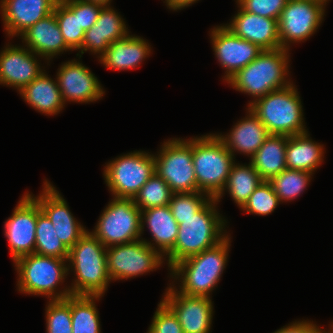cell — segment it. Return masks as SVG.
Returning a JSON list of instances; mask_svg holds the SVG:
<instances>
[{"label":"cell","mask_w":333,"mask_h":333,"mask_svg":"<svg viewBox=\"0 0 333 333\" xmlns=\"http://www.w3.org/2000/svg\"><path fill=\"white\" fill-rule=\"evenodd\" d=\"M211 198L194 216L181 219L174 247L164 256L168 269L176 263L210 249L228 235V224ZM218 209V210H217Z\"/></svg>","instance_id":"6da1fadb"},{"label":"cell","mask_w":333,"mask_h":333,"mask_svg":"<svg viewBox=\"0 0 333 333\" xmlns=\"http://www.w3.org/2000/svg\"><path fill=\"white\" fill-rule=\"evenodd\" d=\"M230 247L229 234L216 246L176 263L170 269V279L173 278L172 284L181 283L174 288L185 295L212 298L226 269Z\"/></svg>","instance_id":"7a4b0ae2"},{"label":"cell","mask_w":333,"mask_h":333,"mask_svg":"<svg viewBox=\"0 0 333 333\" xmlns=\"http://www.w3.org/2000/svg\"><path fill=\"white\" fill-rule=\"evenodd\" d=\"M290 50L278 48L263 50L243 69L238 70L226 83L236 91L252 96L247 107L266 94L292 83L289 72ZM289 74V75H288Z\"/></svg>","instance_id":"3957f363"},{"label":"cell","mask_w":333,"mask_h":333,"mask_svg":"<svg viewBox=\"0 0 333 333\" xmlns=\"http://www.w3.org/2000/svg\"><path fill=\"white\" fill-rule=\"evenodd\" d=\"M107 248L89 231L69 250L68 274L72 295L104 296L112 282L107 271Z\"/></svg>","instance_id":"277c9868"},{"label":"cell","mask_w":333,"mask_h":333,"mask_svg":"<svg viewBox=\"0 0 333 333\" xmlns=\"http://www.w3.org/2000/svg\"><path fill=\"white\" fill-rule=\"evenodd\" d=\"M17 290L28 295H41L49 300H63L72 295L69 286L58 290L68 276L67 259L36 253L16 259Z\"/></svg>","instance_id":"5b68a950"},{"label":"cell","mask_w":333,"mask_h":333,"mask_svg":"<svg viewBox=\"0 0 333 333\" xmlns=\"http://www.w3.org/2000/svg\"><path fill=\"white\" fill-rule=\"evenodd\" d=\"M297 86L274 90L256 99L248 107L264 124L269 134L293 136L308 131Z\"/></svg>","instance_id":"8992f818"},{"label":"cell","mask_w":333,"mask_h":333,"mask_svg":"<svg viewBox=\"0 0 333 333\" xmlns=\"http://www.w3.org/2000/svg\"><path fill=\"white\" fill-rule=\"evenodd\" d=\"M235 157L216 133L193 138V164L200 192L216 198L226 185Z\"/></svg>","instance_id":"52a82bcc"},{"label":"cell","mask_w":333,"mask_h":333,"mask_svg":"<svg viewBox=\"0 0 333 333\" xmlns=\"http://www.w3.org/2000/svg\"><path fill=\"white\" fill-rule=\"evenodd\" d=\"M192 159L193 137L167 139L154 155L155 173L174 194L199 191Z\"/></svg>","instance_id":"ba28073f"},{"label":"cell","mask_w":333,"mask_h":333,"mask_svg":"<svg viewBox=\"0 0 333 333\" xmlns=\"http://www.w3.org/2000/svg\"><path fill=\"white\" fill-rule=\"evenodd\" d=\"M150 153L131 151L107 162L103 177L112 197L134 198L155 173L154 154Z\"/></svg>","instance_id":"9c48e42d"},{"label":"cell","mask_w":333,"mask_h":333,"mask_svg":"<svg viewBox=\"0 0 333 333\" xmlns=\"http://www.w3.org/2000/svg\"><path fill=\"white\" fill-rule=\"evenodd\" d=\"M90 231L106 248L141 239V210L132 198L113 197Z\"/></svg>","instance_id":"30bf717a"},{"label":"cell","mask_w":333,"mask_h":333,"mask_svg":"<svg viewBox=\"0 0 333 333\" xmlns=\"http://www.w3.org/2000/svg\"><path fill=\"white\" fill-rule=\"evenodd\" d=\"M107 271L111 281L126 280L156 271L164 256L142 239L107 247Z\"/></svg>","instance_id":"8fae6325"},{"label":"cell","mask_w":333,"mask_h":333,"mask_svg":"<svg viewBox=\"0 0 333 333\" xmlns=\"http://www.w3.org/2000/svg\"><path fill=\"white\" fill-rule=\"evenodd\" d=\"M326 3L321 0H288L278 19L281 48L304 42L317 32L325 16Z\"/></svg>","instance_id":"7c38bea8"},{"label":"cell","mask_w":333,"mask_h":333,"mask_svg":"<svg viewBox=\"0 0 333 333\" xmlns=\"http://www.w3.org/2000/svg\"><path fill=\"white\" fill-rule=\"evenodd\" d=\"M39 204L26 192L4 222V235L8 239L12 261L35 251Z\"/></svg>","instance_id":"4fadbf2b"},{"label":"cell","mask_w":333,"mask_h":333,"mask_svg":"<svg viewBox=\"0 0 333 333\" xmlns=\"http://www.w3.org/2000/svg\"><path fill=\"white\" fill-rule=\"evenodd\" d=\"M42 187L38 196L27 193L39 204L62 244L70 250L88 230L76 220L66 200L51 182L45 179Z\"/></svg>","instance_id":"5bb4252c"},{"label":"cell","mask_w":333,"mask_h":333,"mask_svg":"<svg viewBox=\"0 0 333 333\" xmlns=\"http://www.w3.org/2000/svg\"><path fill=\"white\" fill-rule=\"evenodd\" d=\"M169 284L161 300L176 315L183 333H210L214 306L212 298L189 296Z\"/></svg>","instance_id":"9a60e30c"},{"label":"cell","mask_w":333,"mask_h":333,"mask_svg":"<svg viewBox=\"0 0 333 333\" xmlns=\"http://www.w3.org/2000/svg\"><path fill=\"white\" fill-rule=\"evenodd\" d=\"M209 33L214 55L225 69L224 81L255 60L263 51L258 45L236 36L222 24L214 26Z\"/></svg>","instance_id":"2e32d148"},{"label":"cell","mask_w":333,"mask_h":333,"mask_svg":"<svg viewBox=\"0 0 333 333\" xmlns=\"http://www.w3.org/2000/svg\"><path fill=\"white\" fill-rule=\"evenodd\" d=\"M56 79L65 104L68 102L93 103L105 94L104 88L94 73L80 60L61 63Z\"/></svg>","instance_id":"e0dca14e"},{"label":"cell","mask_w":333,"mask_h":333,"mask_svg":"<svg viewBox=\"0 0 333 333\" xmlns=\"http://www.w3.org/2000/svg\"><path fill=\"white\" fill-rule=\"evenodd\" d=\"M3 48L0 51L1 85L12 87L19 92L44 71L45 66L43 68L40 62L43 58H39L24 45H12L8 42Z\"/></svg>","instance_id":"ac0fdd59"},{"label":"cell","mask_w":333,"mask_h":333,"mask_svg":"<svg viewBox=\"0 0 333 333\" xmlns=\"http://www.w3.org/2000/svg\"><path fill=\"white\" fill-rule=\"evenodd\" d=\"M59 0H1L0 14L9 38L19 37L30 26L54 12Z\"/></svg>","instance_id":"d6986e66"},{"label":"cell","mask_w":333,"mask_h":333,"mask_svg":"<svg viewBox=\"0 0 333 333\" xmlns=\"http://www.w3.org/2000/svg\"><path fill=\"white\" fill-rule=\"evenodd\" d=\"M237 13L223 24L236 36L258 45L262 50L281 48L278 20L265 18L243 10L237 4Z\"/></svg>","instance_id":"ffe728a7"},{"label":"cell","mask_w":333,"mask_h":333,"mask_svg":"<svg viewBox=\"0 0 333 333\" xmlns=\"http://www.w3.org/2000/svg\"><path fill=\"white\" fill-rule=\"evenodd\" d=\"M125 19L111 7H103L96 23L85 31L81 50L76 54L80 59L90 51L99 58L114 41L127 36L130 32Z\"/></svg>","instance_id":"44dd1931"},{"label":"cell","mask_w":333,"mask_h":333,"mask_svg":"<svg viewBox=\"0 0 333 333\" xmlns=\"http://www.w3.org/2000/svg\"><path fill=\"white\" fill-rule=\"evenodd\" d=\"M22 43L50 65V60L63 52L70 51L54 13L37 21L21 35ZM25 43V44H24Z\"/></svg>","instance_id":"7402d4cb"},{"label":"cell","mask_w":333,"mask_h":333,"mask_svg":"<svg viewBox=\"0 0 333 333\" xmlns=\"http://www.w3.org/2000/svg\"><path fill=\"white\" fill-rule=\"evenodd\" d=\"M246 116L237 121L229 133L217 136L235 157V152L252 157L264 143L269 133L264 124L248 107Z\"/></svg>","instance_id":"603a6c76"},{"label":"cell","mask_w":333,"mask_h":333,"mask_svg":"<svg viewBox=\"0 0 333 333\" xmlns=\"http://www.w3.org/2000/svg\"><path fill=\"white\" fill-rule=\"evenodd\" d=\"M145 226L148 228L153 240L141 239L165 256L174 247L179 231V224L173 217L169 205L142 210L141 237Z\"/></svg>","instance_id":"cb8c5ba5"},{"label":"cell","mask_w":333,"mask_h":333,"mask_svg":"<svg viewBox=\"0 0 333 333\" xmlns=\"http://www.w3.org/2000/svg\"><path fill=\"white\" fill-rule=\"evenodd\" d=\"M151 50V45L143 37L129 33L111 43L98 60L110 70H133L151 55Z\"/></svg>","instance_id":"d4e9b609"},{"label":"cell","mask_w":333,"mask_h":333,"mask_svg":"<svg viewBox=\"0 0 333 333\" xmlns=\"http://www.w3.org/2000/svg\"><path fill=\"white\" fill-rule=\"evenodd\" d=\"M54 79L44 70L19 91V94L30 107L41 114L57 115L66 105L62 99L58 81Z\"/></svg>","instance_id":"484cf974"},{"label":"cell","mask_w":333,"mask_h":333,"mask_svg":"<svg viewBox=\"0 0 333 333\" xmlns=\"http://www.w3.org/2000/svg\"><path fill=\"white\" fill-rule=\"evenodd\" d=\"M323 145L311 139L308 131L288 137L285 153L287 168L314 174L324 161Z\"/></svg>","instance_id":"4316f807"},{"label":"cell","mask_w":333,"mask_h":333,"mask_svg":"<svg viewBox=\"0 0 333 333\" xmlns=\"http://www.w3.org/2000/svg\"><path fill=\"white\" fill-rule=\"evenodd\" d=\"M288 136L273 135L265 139L257 152L250 158V163L264 181L287 169L285 153Z\"/></svg>","instance_id":"83f0119b"},{"label":"cell","mask_w":333,"mask_h":333,"mask_svg":"<svg viewBox=\"0 0 333 333\" xmlns=\"http://www.w3.org/2000/svg\"><path fill=\"white\" fill-rule=\"evenodd\" d=\"M263 181L250 162L249 164L235 162L230 170L226 185L215 199L219 203L227 192L237 204V207L242 208L249 196Z\"/></svg>","instance_id":"f1b7e54d"},{"label":"cell","mask_w":333,"mask_h":333,"mask_svg":"<svg viewBox=\"0 0 333 333\" xmlns=\"http://www.w3.org/2000/svg\"><path fill=\"white\" fill-rule=\"evenodd\" d=\"M61 34L71 51H80L85 30L78 21V0H59L54 12Z\"/></svg>","instance_id":"f546056e"},{"label":"cell","mask_w":333,"mask_h":333,"mask_svg":"<svg viewBox=\"0 0 333 333\" xmlns=\"http://www.w3.org/2000/svg\"><path fill=\"white\" fill-rule=\"evenodd\" d=\"M102 296L71 295L72 333H101L96 301Z\"/></svg>","instance_id":"4dcf8cb0"},{"label":"cell","mask_w":333,"mask_h":333,"mask_svg":"<svg viewBox=\"0 0 333 333\" xmlns=\"http://www.w3.org/2000/svg\"><path fill=\"white\" fill-rule=\"evenodd\" d=\"M313 174L311 172L285 169L272 177L268 182L272 185L275 194L281 203L291 202L303 194L310 184Z\"/></svg>","instance_id":"1f68e13d"},{"label":"cell","mask_w":333,"mask_h":333,"mask_svg":"<svg viewBox=\"0 0 333 333\" xmlns=\"http://www.w3.org/2000/svg\"><path fill=\"white\" fill-rule=\"evenodd\" d=\"M34 253L59 259H68L69 250L62 244L47 216L40 211L37 215Z\"/></svg>","instance_id":"d6a6232c"},{"label":"cell","mask_w":333,"mask_h":333,"mask_svg":"<svg viewBox=\"0 0 333 333\" xmlns=\"http://www.w3.org/2000/svg\"><path fill=\"white\" fill-rule=\"evenodd\" d=\"M173 194L169 185L154 173L134 196L133 202L142 211L169 205Z\"/></svg>","instance_id":"836d02e7"},{"label":"cell","mask_w":333,"mask_h":333,"mask_svg":"<svg viewBox=\"0 0 333 333\" xmlns=\"http://www.w3.org/2000/svg\"><path fill=\"white\" fill-rule=\"evenodd\" d=\"M45 312L46 333H72L71 295L63 300H49Z\"/></svg>","instance_id":"e575fe53"},{"label":"cell","mask_w":333,"mask_h":333,"mask_svg":"<svg viewBox=\"0 0 333 333\" xmlns=\"http://www.w3.org/2000/svg\"><path fill=\"white\" fill-rule=\"evenodd\" d=\"M280 203L272 185L268 181H263L249 196L241 210L246 214L267 216L273 213Z\"/></svg>","instance_id":"d590c367"},{"label":"cell","mask_w":333,"mask_h":333,"mask_svg":"<svg viewBox=\"0 0 333 333\" xmlns=\"http://www.w3.org/2000/svg\"><path fill=\"white\" fill-rule=\"evenodd\" d=\"M210 199L209 195L200 191L178 193L172 195L169 207L173 217L180 224L181 219L194 216Z\"/></svg>","instance_id":"8d00e7d4"},{"label":"cell","mask_w":333,"mask_h":333,"mask_svg":"<svg viewBox=\"0 0 333 333\" xmlns=\"http://www.w3.org/2000/svg\"><path fill=\"white\" fill-rule=\"evenodd\" d=\"M157 306L147 333H183L174 312L162 300Z\"/></svg>","instance_id":"74e56055"},{"label":"cell","mask_w":333,"mask_h":333,"mask_svg":"<svg viewBox=\"0 0 333 333\" xmlns=\"http://www.w3.org/2000/svg\"><path fill=\"white\" fill-rule=\"evenodd\" d=\"M288 0H236L245 11L278 20Z\"/></svg>","instance_id":"f35d334b"},{"label":"cell","mask_w":333,"mask_h":333,"mask_svg":"<svg viewBox=\"0 0 333 333\" xmlns=\"http://www.w3.org/2000/svg\"><path fill=\"white\" fill-rule=\"evenodd\" d=\"M330 324V329L326 331L324 328H321V326L316 324L313 320H295L288 325L274 331L273 333H333V321H331Z\"/></svg>","instance_id":"ab89813d"},{"label":"cell","mask_w":333,"mask_h":333,"mask_svg":"<svg viewBox=\"0 0 333 333\" xmlns=\"http://www.w3.org/2000/svg\"><path fill=\"white\" fill-rule=\"evenodd\" d=\"M102 8L103 6L98 4L78 0V21L85 31L96 23Z\"/></svg>","instance_id":"60d3db41"},{"label":"cell","mask_w":333,"mask_h":333,"mask_svg":"<svg viewBox=\"0 0 333 333\" xmlns=\"http://www.w3.org/2000/svg\"><path fill=\"white\" fill-rule=\"evenodd\" d=\"M197 1L199 0H165L163 2L170 10L178 11L191 6Z\"/></svg>","instance_id":"b9f144b4"},{"label":"cell","mask_w":333,"mask_h":333,"mask_svg":"<svg viewBox=\"0 0 333 333\" xmlns=\"http://www.w3.org/2000/svg\"><path fill=\"white\" fill-rule=\"evenodd\" d=\"M84 1L91 2L93 4H98L103 7H111L110 3L112 2V0H84Z\"/></svg>","instance_id":"7bdbcfd3"},{"label":"cell","mask_w":333,"mask_h":333,"mask_svg":"<svg viewBox=\"0 0 333 333\" xmlns=\"http://www.w3.org/2000/svg\"><path fill=\"white\" fill-rule=\"evenodd\" d=\"M321 1H323L327 4V3H329L330 0H321Z\"/></svg>","instance_id":"ee69618b"}]
</instances>
